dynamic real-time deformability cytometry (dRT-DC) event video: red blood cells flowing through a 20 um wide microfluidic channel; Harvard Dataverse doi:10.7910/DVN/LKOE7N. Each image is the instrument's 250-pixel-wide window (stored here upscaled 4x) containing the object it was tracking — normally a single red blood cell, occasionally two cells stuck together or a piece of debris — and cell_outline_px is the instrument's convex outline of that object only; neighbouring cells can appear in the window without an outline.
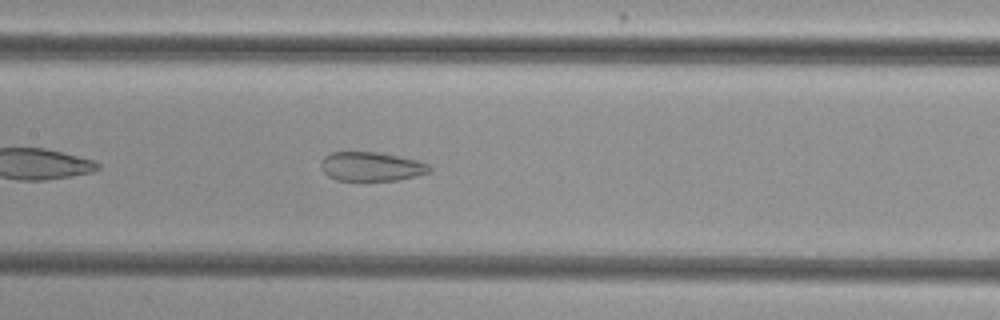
{"species": "common noctule bat (a hibernating species)", "species_latin": "Nyctalus noctula", "temperature_condition": "cold", "stored_images_in_passage": 39, "camera_frame_rate_fps": 3000, "um_per_image_px": 0.085, "animal": {"sex": "female", "body_mass_g": 29.2, "forearm_length_mm": 56.3}, "frame": {"image": 1, "passage_image": 12, "time_ms": 3.667, "image_size_px": [1000, 320], "cell_outline_px": [[432, 172], [400, 180], [336, 180], [328, 176], [324, 172], [320, 164], [320, 160], [324, 156], [332, 152], [376, 152], [416, 160], [428, 164], [432, 168]], "centroid_in_image_um": [31.56, 14.16], "position_along_channel_um": 175.8, "area_um2": 18.38}}
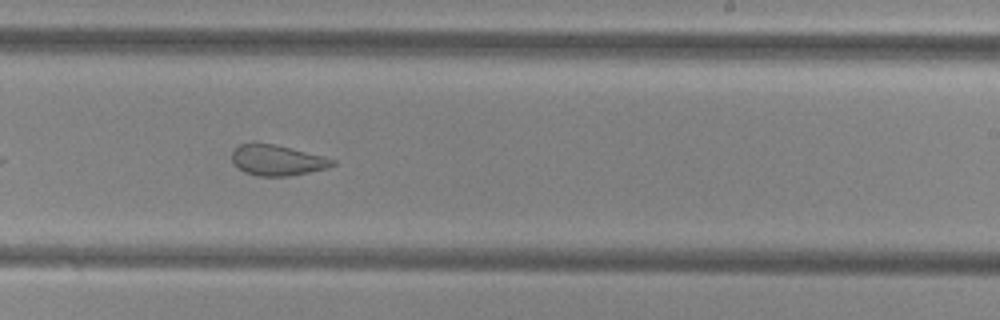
{"frame": {"image": 2, "passage_image": 19, "time_ms": 6.0, "image_size_px": [1000, 320], "cell_outline_px": [[336, 164], [328, 168], [288, 176], [256, 176], [244, 172], [232, 160], [232, 152], [240, 144], [276, 144], [324, 156], [336, 160]], "centroid_in_image_um": [23.61, 13.63], "position_along_channel_um": 265.4, "area_um2": 17.74}}
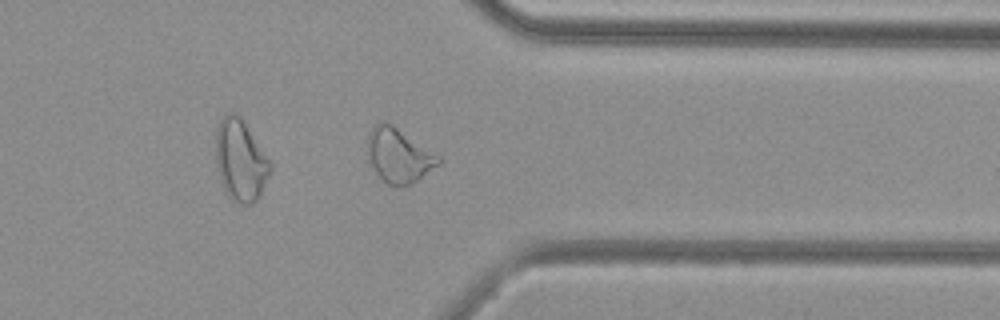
{"frame": {"image": 3, "passage_image": 28, "time_ms": 9.0, "image_size_px": [1000, 320], "cell_outline_px": [[444, 160], [440, 164], [416, 180], [408, 184], [396, 188], [388, 184], [376, 172], [368, 160], [368, 132], [380, 120], [384, 120], [440, 156]], "centroid_in_image_um": [33.89, 13.22], "position_along_channel_um": 377.5, "area_um2": 22.14}, "authors_computed_cell_mechanics": {"area_um2": 21.386, "velocity_mm_per_s": 3.8532, "shape_relaxation_time_tau1_ms": null, "shape_relaxation_time_tau2_ms": 1.5826, "deformation_change_tau1": null, "deformation_change_tau2": 0.0868}}